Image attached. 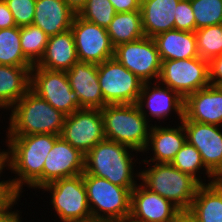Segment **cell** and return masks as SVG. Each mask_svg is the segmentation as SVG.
<instances>
[{
    "instance_id": "30",
    "label": "cell",
    "mask_w": 222,
    "mask_h": 222,
    "mask_svg": "<svg viewBox=\"0 0 222 222\" xmlns=\"http://www.w3.org/2000/svg\"><path fill=\"white\" fill-rule=\"evenodd\" d=\"M48 39L49 36L33 24L20 27L21 50L33 65L43 57Z\"/></svg>"
},
{
    "instance_id": "28",
    "label": "cell",
    "mask_w": 222,
    "mask_h": 222,
    "mask_svg": "<svg viewBox=\"0 0 222 222\" xmlns=\"http://www.w3.org/2000/svg\"><path fill=\"white\" fill-rule=\"evenodd\" d=\"M171 164L181 172L191 175L200 184H210L215 182L216 176L204 165L201 154L187 141L175 155ZM200 174L203 175L204 179H202ZM205 178H208L207 182Z\"/></svg>"
},
{
    "instance_id": "5",
    "label": "cell",
    "mask_w": 222,
    "mask_h": 222,
    "mask_svg": "<svg viewBox=\"0 0 222 222\" xmlns=\"http://www.w3.org/2000/svg\"><path fill=\"white\" fill-rule=\"evenodd\" d=\"M100 110L105 139L126 145L142 154L153 124L145 118L137 104L106 105Z\"/></svg>"
},
{
    "instance_id": "22",
    "label": "cell",
    "mask_w": 222,
    "mask_h": 222,
    "mask_svg": "<svg viewBox=\"0 0 222 222\" xmlns=\"http://www.w3.org/2000/svg\"><path fill=\"white\" fill-rule=\"evenodd\" d=\"M78 61L75 40L70 29L49 37L43 57L33 68L67 71Z\"/></svg>"
},
{
    "instance_id": "16",
    "label": "cell",
    "mask_w": 222,
    "mask_h": 222,
    "mask_svg": "<svg viewBox=\"0 0 222 222\" xmlns=\"http://www.w3.org/2000/svg\"><path fill=\"white\" fill-rule=\"evenodd\" d=\"M169 125V126H168ZM167 124L152 125L147 145L142 152L146 155L150 153L148 159H141L143 163H171L175 155L180 151L186 143V133L183 123H178L176 126ZM150 151V152H149ZM146 153V154H145ZM153 157H152V156Z\"/></svg>"
},
{
    "instance_id": "14",
    "label": "cell",
    "mask_w": 222,
    "mask_h": 222,
    "mask_svg": "<svg viewBox=\"0 0 222 222\" xmlns=\"http://www.w3.org/2000/svg\"><path fill=\"white\" fill-rule=\"evenodd\" d=\"M71 31L73 32L78 60L100 64L114 57V47L106 28L88 22L75 15Z\"/></svg>"
},
{
    "instance_id": "15",
    "label": "cell",
    "mask_w": 222,
    "mask_h": 222,
    "mask_svg": "<svg viewBox=\"0 0 222 222\" xmlns=\"http://www.w3.org/2000/svg\"><path fill=\"white\" fill-rule=\"evenodd\" d=\"M181 122L186 141L197 149L204 165L217 176L222 171V126L198 123L185 116Z\"/></svg>"
},
{
    "instance_id": "18",
    "label": "cell",
    "mask_w": 222,
    "mask_h": 222,
    "mask_svg": "<svg viewBox=\"0 0 222 222\" xmlns=\"http://www.w3.org/2000/svg\"><path fill=\"white\" fill-rule=\"evenodd\" d=\"M182 211L141 182L131 192L130 214L143 222H170Z\"/></svg>"
},
{
    "instance_id": "38",
    "label": "cell",
    "mask_w": 222,
    "mask_h": 222,
    "mask_svg": "<svg viewBox=\"0 0 222 222\" xmlns=\"http://www.w3.org/2000/svg\"><path fill=\"white\" fill-rule=\"evenodd\" d=\"M116 13L140 10L141 0H110Z\"/></svg>"
},
{
    "instance_id": "31",
    "label": "cell",
    "mask_w": 222,
    "mask_h": 222,
    "mask_svg": "<svg viewBox=\"0 0 222 222\" xmlns=\"http://www.w3.org/2000/svg\"><path fill=\"white\" fill-rule=\"evenodd\" d=\"M195 35L199 57L210 62L222 54V24L198 29Z\"/></svg>"
},
{
    "instance_id": "19",
    "label": "cell",
    "mask_w": 222,
    "mask_h": 222,
    "mask_svg": "<svg viewBox=\"0 0 222 222\" xmlns=\"http://www.w3.org/2000/svg\"><path fill=\"white\" fill-rule=\"evenodd\" d=\"M184 116L191 121L222 126V87L209 85L184 99Z\"/></svg>"
},
{
    "instance_id": "10",
    "label": "cell",
    "mask_w": 222,
    "mask_h": 222,
    "mask_svg": "<svg viewBox=\"0 0 222 222\" xmlns=\"http://www.w3.org/2000/svg\"><path fill=\"white\" fill-rule=\"evenodd\" d=\"M30 89L66 116L80 109L79 97L71 89L66 71L32 68Z\"/></svg>"
},
{
    "instance_id": "9",
    "label": "cell",
    "mask_w": 222,
    "mask_h": 222,
    "mask_svg": "<svg viewBox=\"0 0 222 222\" xmlns=\"http://www.w3.org/2000/svg\"><path fill=\"white\" fill-rule=\"evenodd\" d=\"M158 81L185 99L211 85L209 62L201 57L162 61Z\"/></svg>"
},
{
    "instance_id": "40",
    "label": "cell",
    "mask_w": 222,
    "mask_h": 222,
    "mask_svg": "<svg viewBox=\"0 0 222 222\" xmlns=\"http://www.w3.org/2000/svg\"><path fill=\"white\" fill-rule=\"evenodd\" d=\"M20 210L0 211V222H19L23 219Z\"/></svg>"
},
{
    "instance_id": "13",
    "label": "cell",
    "mask_w": 222,
    "mask_h": 222,
    "mask_svg": "<svg viewBox=\"0 0 222 222\" xmlns=\"http://www.w3.org/2000/svg\"><path fill=\"white\" fill-rule=\"evenodd\" d=\"M60 136L86 155L105 139L101 110L83 108L66 116Z\"/></svg>"
},
{
    "instance_id": "8",
    "label": "cell",
    "mask_w": 222,
    "mask_h": 222,
    "mask_svg": "<svg viewBox=\"0 0 222 222\" xmlns=\"http://www.w3.org/2000/svg\"><path fill=\"white\" fill-rule=\"evenodd\" d=\"M97 70L106 105L137 103L144 82L115 57L97 64Z\"/></svg>"
},
{
    "instance_id": "32",
    "label": "cell",
    "mask_w": 222,
    "mask_h": 222,
    "mask_svg": "<svg viewBox=\"0 0 222 222\" xmlns=\"http://www.w3.org/2000/svg\"><path fill=\"white\" fill-rule=\"evenodd\" d=\"M196 30L222 24V0H190Z\"/></svg>"
},
{
    "instance_id": "26",
    "label": "cell",
    "mask_w": 222,
    "mask_h": 222,
    "mask_svg": "<svg viewBox=\"0 0 222 222\" xmlns=\"http://www.w3.org/2000/svg\"><path fill=\"white\" fill-rule=\"evenodd\" d=\"M187 212L196 222H222V188L216 182L201 184Z\"/></svg>"
},
{
    "instance_id": "43",
    "label": "cell",
    "mask_w": 222,
    "mask_h": 222,
    "mask_svg": "<svg viewBox=\"0 0 222 222\" xmlns=\"http://www.w3.org/2000/svg\"><path fill=\"white\" fill-rule=\"evenodd\" d=\"M1 147V146H0ZM6 167V151L4 149H0V172Z\"/></svg>"
},
{
    "instance_id": "4",
    "label": "cell",
    "mask_w": 222,
    "mask_h": 222,
    "mask_svg": "<svg viewBox=\"0 0 222 222\" xmlns=\"http://www.w3.org/2000/svg\"><path fill=\"white\" fill-rule=\"evenodd\" d=\"M140 182L152 192L170 200L181 211L191 208L201 185L191 175L176 169L171 163H141Z\"/></svg>"
},
{
    "instance_id": "11",
    "label": "cell",
    "mask_w": 222,
    "mask_h": 222,
    "mask_svg": "<svg viewBox=\"0 0 222 222\" xmlns=\"http://www.w3.org/2000/svg\"><path fill=\"white\" fill-rule=\"evenodd\" d=\"M114 57L143 82H156L162 61L153 38L144 36L115 47Z\"/></svg>"
},
{
    "instance_id": "34",
    "label": "cell",
    "mask_w": 222,
    "mask_h": 222,
    "mask_svg": "<svg viewBox=\"0 0 222 222\" xmlns=\"http://www.w3.org/2000/svg\"><path fill=\"white\" fill-rule=\"evenodd\" d=\"M10 9L17 27L33 24L36 0H4Z\"/></svg>"
},
{
    "instance_id": "3",
    "label": "cell",
    "mask_w": 222,
    "mask_h": 222,
    "mask_svg": "<svg viewBox=\"0 0 222 222\" xmlns=\"http://www.w3.org/2000/svg\"><path fill=\"white\" fill-rule=\"evenodd\" d=\"M11 110V112H10ZM6 135H61L66 115L55 109L31 89L9 111Z\"/></svg>"
},
{
    "instance_id": "36",
    "label": "cell",
    "mask_w": 222,
    "mask_h": 222,
    "mask_svg": "<svg viewBox=\"0 0 222 222\" xmlns=\"http://www.w3.org/2000/svg\"><path fill=\"white\" fill-rule=\"evenodd\" d=\"M175 9V29L180 31L195 32L196 21L190 0H180Z\"/></svg>"
},
{
    "instance_id": "44",
    "label": "cell",
    "mask_w": 222,
    "mask_h": 222,
    "mask_svg": "<svg viewBox=\"0 0 222 222\" xmlns=\"http://www.w3.org/2000/svg\"><path fill=\"white\" fill-rule=\"evenodd\" d=\"M114 222H143L142 220H138L134 218L131 214L123 216L122 218L114 221Z\"/></svg>"
},
{
    "instance_id": "46",
    "label": "cell",
    "mask_w": 222,
    "mask_h": 222,
    "mask_svg": "<svg viewBox=\"0 0 222 222\" xmlns=\"http://www.w3.org/2000/svg\"><path fill=\"white\" fill-rule=\"evenodd\" d=\"M215 182L222 188V171L216 176Z\"/></svg>"
},
{
    "instance_id": "33",
    "label": "cell",
    "mask_w": 222,
    "mask_h": 222,
    "mask_svg": "<svg viewBox=\"0 0 222 222\" xmlns=\"http://www.w3.org/2000/svg\"><path fill=\"white\" fill-rule=\"evenodd\" d=\"M115 14L110 0H87L77 15L88 22L107 28Z\"/></svg>"
},
{
    "instance_id": "35",
    "label": "cell",
    "mask_w": 222,
    "mask_h": 222,
    "mask_svg": "<svg viewBox=\"0 0 222 222\" xmlns=\"http://www.w3.org/2000/svg\"><path fill=\"white\" fill-rule=\"evenodd\" d=\"M5 169H7V166L0 172V211L13 210V206L21 200L19 198L23 197V193L16 187L12 179L13 176L8 180L2 179V174L6 173L3 172L6 171Z\"/></svg>"
},
{
    "instance_id": "37",
    "label": "cell",
    "mask_w": 222,
    "mask_h": 222,
    "mask_svg": "<svg viewBox=\"0 0 222 222\" xmlns=\"http://www.w3.org/2000/svg\"><path fill=\"white\" fill-rule=\"evenodd\" d=\"M210 83L222 87V54L209 62Z\"/></svg>"
},
{
    "instance_id": "42",
    "label": "cell",
    "mask_w": 222,
    "mask_h": 222,
    "mask_svg": "<svg viewBox=\"0 0 222 222\" xmlns=\"http://www.w3.org/2000/svg\"><path fill=\"white\" fill-rule=\"evenodd\" d=\"M170 222H196V221L187 211H182Z\"/></svg>"
},
{
    "instance_id": "39",
    "label": "cell",
    "mask_w": 222,
    "mask_h": 222,
    "mask_svg": "<svg viewBox=\"0 0 222 222\" xmlns=\"http://www.w3.org/2000/svg\"><path fill=\"white\" fill-rule=\"evenodd\" d=\"M15 20L4 0H0V29L15 27Z\"/></svg>"
},
{
    "instance_id": "6",
    "label": "cell",
    "mask_w": 222,
    "mask_h": 222,
    "mask_svg": "<svg viewBox=\"0 0 222 222\" xmlns=\"http://www.w3.org/2000/svg\"><path fill=\"white\" fill-rule=\"evenodd\" d=\"M41 192L50 195L53 215L58 222H75L92 217L88 201L87 190L83 181V174L54 180L42 188Z\"/></svg>"
},
{
    "instance_id": "29",
    "label": "cell",
    "mask_w": 222,
    "mask_h": 222,
    "mask_svg": "<svg viewBox=\"0 0 222 222\" xmlns=\"http://www.w3.org/2000/svg\"><path fill=\"white\" fill-rule=\"evenodd\" d=\"M0 65L34 66L21 50L20 27L0 29Z\"/></svg>"
},
{
    "instance_id": "41",
    "label": "cell",
    "mask_w": 222,
    "mask_h": 222,
    "mask_svg": "<svg viewBox=\"0 0 222 222\" xmlns=\"http://www.w3.org/2000/svg\"><path fill=\"white\" fill-rule=\"evenodd\" d=\"M87 0H64V2L76 13L84 7Z\"/></svg>"
},
{
    "instance_id": "12",
    "label": "cell",
    "mask_w": 222,
    "mask_h": 222,
    "mask_svg": "<svg viewBox=\"0 0 222 222\" xmlns=\"http://www.w3.org/2000/svg\"><path fill=\"white\" fill-rule=\"evenodd\" d=\"M136 104L149 122L157 119L154 125H157V121L158 124L168 123L164 121L170 120L173 112L178 116L175 119H180L177 121L179 123L184 117V98L159 81L144 82Z\"/></svg>"
},
{
    "instance_id": "24",
    "label": "cell",
    "mask_w": 222,
    "mask_h": 222,
    "mask_svg": "<svg viewBox=\"0 0 222 222\" xmlns=\"http://www.w3.org/2000/svg\"><path fill=\"white\" fill-rule=\"evenodd\" d=\"M32 68L0 65V111H9L30 90Z\"/></svg>"
},
{
    "instance_id": "2",
    "label": "cell",
    "mask_w": 222,
    "mask_h": 222,
    "mask_svg": "<svg viewBox=\"0 0 222 222\" xmlns=\"http://www.w3.org/2000/svg\"><path fill=\"white\" fill-rule=\"evenodd\" d=\"M137 153L139 152L126 145L104 139L85 155L83 175L101 177L132 191L140 182V170L136 168L141 167V162L137 161Z\"/></svg>"
},
{
    "instance_id": "7",
    "label": "cell",
    "mask_w": 222,
    "mask_h": 222,
    "mask_svg": "<svg viewBox=\"0 0 222 222\" xmlns=\"http://www.w3.org/2000/svg\"><path fill=\"white\" fill-rule=\"evenodd\" d=\"M92 217L114 222L131 212V190L107 179L83 175Z\"/></svg>"
},
{
    "instance_id": "21",
    "label": "cell",
    "mask_w": 222,
    "mask_h": 222,
    "mask_svg": "<svg viewBox=\"0 0 222 222\" xmlns=\"http://www.w3.org/2000/svg\"><path fill=\"white\" fill-rule=\"evenodd\" d=\"M75 15L64 0H36L33 25L51 37L70 30Z\"/></svg>"
},
{
    "instance_id": "20",
    "label": "cell",
    "mask_w": 222,
    "mask_h": 222,
    "mask_svg": "<svg viewBox=\"0 0 222 222\" xmlns=\"http://www.w3.org/2000/svg\"><path fill=\"white\" fill-rule=\"evenodd\" d=\"M71 89L79 97L80 109L106 106L98 79L97 64L78 61L66 71Z\"/></svg>"
},
{
    "instance_id": "25",
    "label": "cell",
    "mask_w": 222,
    "mask_h": 222,
    "mask_svg": "<svg viewBox=\"0 0 222 222\" xmlns=\"http://www.w3.org/2000/svg\"><path fill=\"white\" fill-rule=\"evenodd\" d=\"M153 40L161 61L199 57L195 32L172 29L153 37Z\"/></svg>"
},
{
    "instance_id": "17",
    "label": "cell",
    "mask_w": 222,
    "mask_h": 222,
    "mask_svg": "<svg viewBox=\"0 0 222 222\" xmlns=\"http://www.w3.org/2000/svg\"><path fill=\"white\" fill-rule=\"evenodd\" d=\"M85 155L61 136L55 141L43 167V186L61 178L84 173Z\"/></svg>"
},
{
    "instance_id": "23",
    "label": "cell",
    "mask_w": 222,
    "mask_h": 222,
    "mask_svg": "<svg viewBox=\"0 0 222 222\" xmlns=\"http://www.w3.org/2000/svg\"><path fill=\"white\" fill-rule=\"evenodd\" d=\"M180 0H141L144 35L153 38L175 29L176 6Z\"/></svg>"
},
{
    "instance_id": "45",
    "label": "cell",
    "mask_w": 222,
    "mask_h": 222,
    "mask_svg": "<svg viewBox=\"0 0 222 222\" xmlns=\"http://www.w3.org/2000/svg\"><path fill=\"white\" fill-rule=\"evenodd\" d=\"M75 222H110V221H106V220H102V219H99V218L91 217V218H88V219H85V220H80V221H75Z\"/></svg>"
},
{
    "instance_id": "1",
    "label": "cell",
    "mask_w": 222,
    "mask_h": 222,
    "mask_svg": "<svg viewBox=\"0 0 222 222\" xmlns=\"http://www.w3.org/2000/svg\"><path fill=\"white\" fill-rule=\"evenodd\" d=\"M6 166L11 171L16 187L39 189L43 187V167L47 155L60 137L55 134L6 135Z\"/></svg>"
},
{
    "instance_id": "27",
    "label": "cell",
    "mask_w": 222,
    "mask_h": 222,
    "mask_svg": "<svg viewBox=\"0 0 222 222\" xmlns=\"http://www.w3.org/2000/svg\"><path fill=\"white\" fill-rule=\"evenodd\" d=\"M106 30L114 48L143 38L141 11L116 13Z\"/></svg>"
}]
</instances>
